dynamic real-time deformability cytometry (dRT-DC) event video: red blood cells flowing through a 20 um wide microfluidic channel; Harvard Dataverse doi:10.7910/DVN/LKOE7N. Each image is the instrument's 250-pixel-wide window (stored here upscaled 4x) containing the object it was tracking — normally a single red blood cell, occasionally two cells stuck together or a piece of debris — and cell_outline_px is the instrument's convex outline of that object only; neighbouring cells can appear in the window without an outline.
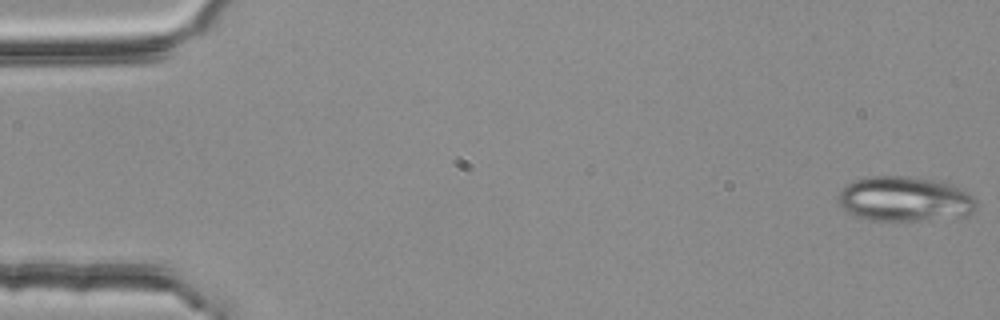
{"species": "common noctule bat (a hibernating species)", "species_latin": "Nyctalus noctula", "temperature_condition": "room temperature", "stored_images_in_passage": 5, "camera_frame_rate_fps": 3000, "um_per_image_px": 0.085, "animal": {"sex": "female", "body_mass_g": 25.1}, "frame": {"image": 1, "passage_image": 1, "time_ms": 0.0, "image_size_px": [1000, 320], "cell_outline_px": [[980, 204], [972, 212], [964, 216], [924, 220], [868, 220], [856, 216], [848, 212], [836, 204], [836, 196], [844, 184], [852, 180], [868, 176], [912, 176], [940, 180], [952, 184], [968, 192]], "centroid_in_image_um": [76.86, 16.89], "position_along_channel_um": 8.1, "area_um2": 36.99}}